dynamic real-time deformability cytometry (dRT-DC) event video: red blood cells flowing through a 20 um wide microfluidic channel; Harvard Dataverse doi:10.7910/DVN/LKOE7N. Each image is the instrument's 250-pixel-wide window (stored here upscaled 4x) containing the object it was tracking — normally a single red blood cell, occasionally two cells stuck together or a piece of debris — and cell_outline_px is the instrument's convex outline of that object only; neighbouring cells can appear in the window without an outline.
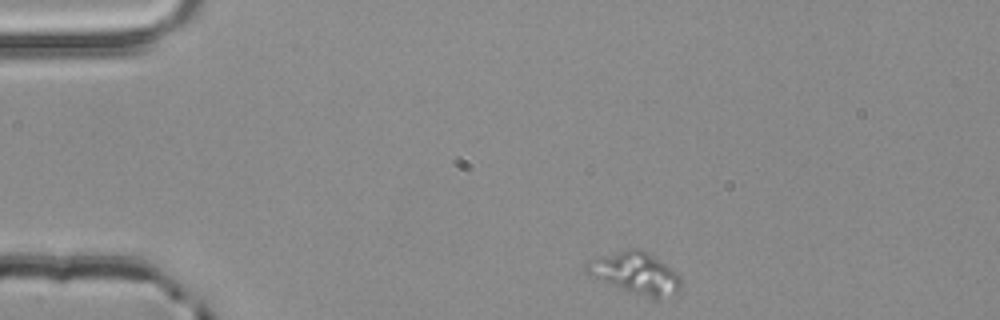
{"species": "common noctule bat (a hibernating species)", "species_latin": "Nyctalus noctula", "temperature_condition": "room temperature", "stored_images_in_passage": 46, "camera_frame_rate_fps": 3000, "um_per_image_px": 0.085, "animal": {"sex": "male", "body_mass_g": 20.4}, "frame": {"image": 1, "passage_image": 1, "time_ms": 0.0, "image_size_px": [1000, 320], "cell_outline_px": [[680, 288], [676, 292], [656, 300], [608, 284], [592, 276], [584, 268], [588, 264], [628, 248], [640, 248], [676, 272], [680, 276]], "centroid_in_image_um": [54.09, 23.25], "position_along_channel_um": 30.9, "area_um2": 21.79}}
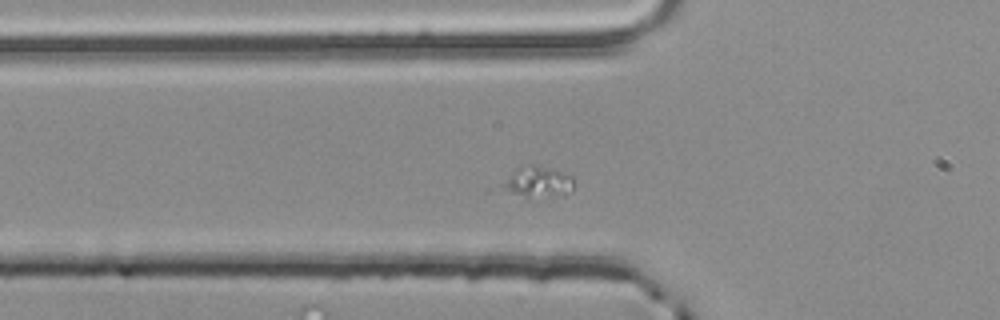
{"frame": {"image": 2, "passage_image": 10, "time_ms": 3.0, "image_size_px": [1000, 320], "cell_outline_px": [[572, 192], [564, 196], [528, 200], [488, 192], [488, 188], [512, 172], [528, 164], [536, 164], [552, 168], [572, 176]], "centroid_in_image_um": [45.39, 15.59], "position_along_channel_um": 80.4, "area_um2": 15.2}}